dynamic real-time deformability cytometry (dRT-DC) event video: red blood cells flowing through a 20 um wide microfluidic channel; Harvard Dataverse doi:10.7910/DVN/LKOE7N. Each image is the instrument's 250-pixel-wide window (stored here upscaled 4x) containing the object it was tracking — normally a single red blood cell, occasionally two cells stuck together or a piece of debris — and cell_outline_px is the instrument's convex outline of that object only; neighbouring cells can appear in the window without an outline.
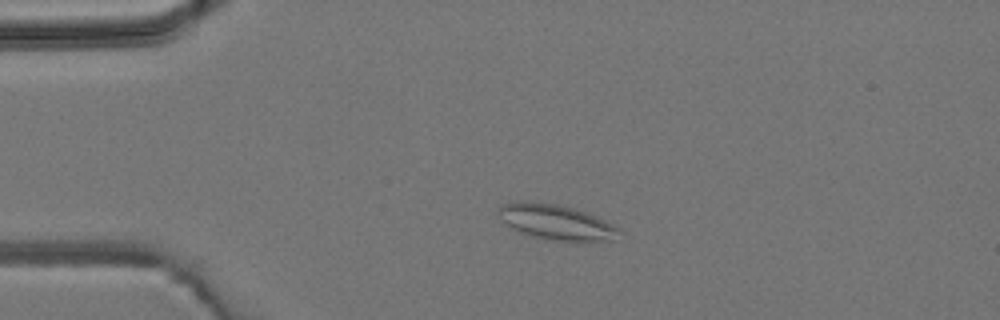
{"species": "common noctule bat (a hibernating species)", "species_latin": "Nyctalus noctula", "temperature_condition": "room temperature", "stored_images_in_passage": 3, "camera_frame_rate_fps": 3000, "um_per_image_px": 0.085, "animal": {"sex": "male", "body_mass_g": 19.2, "forearm_length_mm": 51.8}, "frame": {"image": 1, "passage_image": 1, "time_ms": 0.0, "image_size_px": [1000, 320], "cell_outline_px": [[624, 232], [616, 240], [544, 240], [520, 232], [512, 228], [500, 220], [496, 212], [500, 204], [516, 200], [528, 200], [556, 204], [572, 208], [596, 216], [620, 228]], "centroid_in_image_um": [47.22, 18.86], "position_along_channel_um": 37.8, "area_um2": 25.09}}